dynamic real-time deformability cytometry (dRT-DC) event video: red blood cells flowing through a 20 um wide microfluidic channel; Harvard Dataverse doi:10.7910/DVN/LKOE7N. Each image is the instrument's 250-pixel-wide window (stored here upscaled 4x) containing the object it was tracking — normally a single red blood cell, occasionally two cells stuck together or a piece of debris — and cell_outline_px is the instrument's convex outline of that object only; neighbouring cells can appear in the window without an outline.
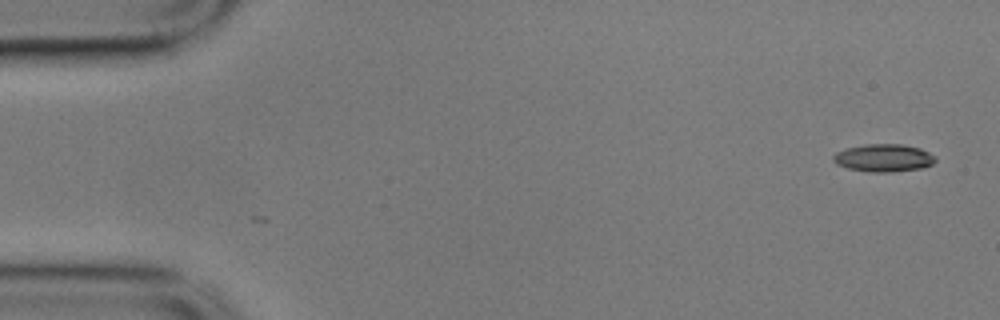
{"species": "common noctule bat (a hibernating species)", "species_latin": "Nyctalus noctula", "temperature_condition": "cold", "stored_images_in_passage": 3, "camera_frame_rate_fps": 3000, "um_per_image_px": 0.085, "animal": {"sex": "male", "body_mass_g": 17.9}, "frame": {"image": 1, "passage_image": 3, "time_ms": 0.667, "image_size_px": [1000, 320], "cell_outline_px": [[936, 160], [932, 164], [920, 168], [892, 172], [868, 172], [848, 168], [836, 164], [832, 160], [832, 156], [836, 152], [844, 148], [864, 144], [900, 144], [920, 148], [936, 156]], "centroid_in_image_um": [75.07, 13.42], "position_along_channel_um": 9.9, "area_um2": 16.59}}